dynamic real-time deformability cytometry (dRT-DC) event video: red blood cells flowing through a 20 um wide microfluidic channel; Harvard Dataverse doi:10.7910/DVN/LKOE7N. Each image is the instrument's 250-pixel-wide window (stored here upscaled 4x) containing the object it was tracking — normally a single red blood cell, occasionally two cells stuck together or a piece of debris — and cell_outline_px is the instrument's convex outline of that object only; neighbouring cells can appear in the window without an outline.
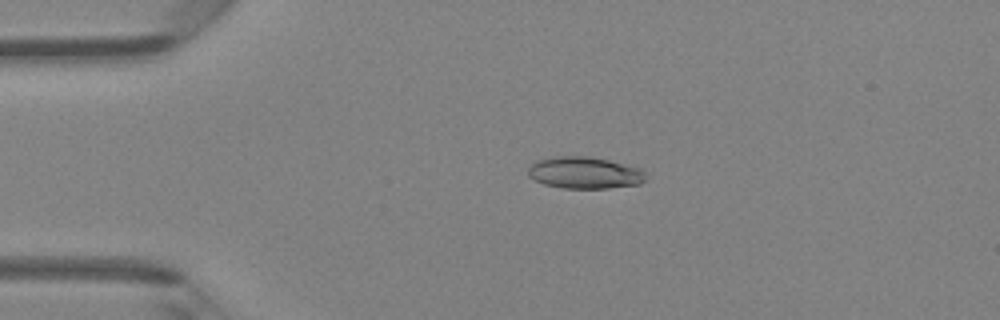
{"species": "Egyptian fruit bat (a non-hibernating species)", "species_latin": "Rousettus aegyptiacus", "temperature_condition": "room temperature", "stored_images_in_passage": 47, "camera_frame_rate_fps": 3000, "um_per_image_px": 0.085, "animal": {"sex": "female"}, "frame": {"image": 1, "passage_image": 10, "time_ms": 3.0, "image_size_px": [1000, 320], "cell_outline_px": [[644, 180], [640, 184], [608, 188], [564, 188], [544, 184], [528, 176], [528, 168], [536, 160], [556, 156], [588, 156], [608, 160], [640, 168], [644, 172]], "centroid_in_image_um": [49.67, 14.68], "position_along_channel_um": 35.3, "area_um2": 21.68}}
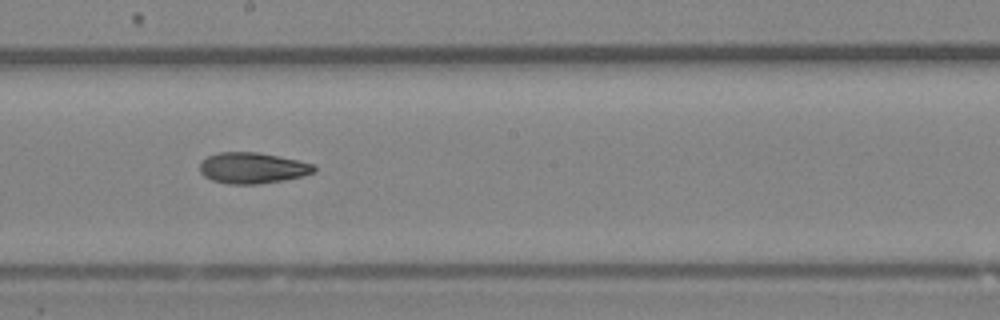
{"frame": {"image": 2, "passage_image": 26, "time_ms": 8.333, "image_size_px": [1000, 320], "cell_outline_px": [[316, 172], [304, 176], [284, 180], [256, 184], [228, 184], [212, 180], [204, 176], [200, 172], [200, 164], [208, 156], [220, 152], [256, 152], [316, 164]], "centroid_in_image_um": [21.49, 14.29], "position_along_channel_um": 226.7, "area_um2": 20.58}}
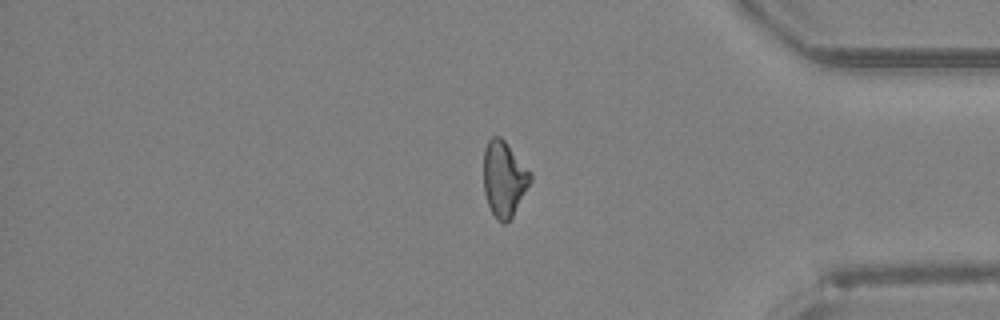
{"frame": {"image": 3, "passage_image": 39, "time_ms": 12.667, "image_size_px": [1000, 320], "cell_outline_px": [[532, 180], [512, 216], [504, 224], [496, 220], [488, 204], [484, 192], [484, 148], [488, 140], [492, 136], [500, 136], [504, 140], [532, 172]], "centroid_in_image_um": [42.84, 15.18], "position_along_channel_um": 392.4, "area_um2": 20.58}, "authors_computed_cell_mechanics": {"area_um2": 20.7502, "velocity_mm_per_s": 4.3363, "shape_relaxation_time_tau1_ms": null, "shape_relaxation_time_tau2_ms": 3.6557, "deformation_change_tau1": null, "deformation_change_tau2": 0.1004}}